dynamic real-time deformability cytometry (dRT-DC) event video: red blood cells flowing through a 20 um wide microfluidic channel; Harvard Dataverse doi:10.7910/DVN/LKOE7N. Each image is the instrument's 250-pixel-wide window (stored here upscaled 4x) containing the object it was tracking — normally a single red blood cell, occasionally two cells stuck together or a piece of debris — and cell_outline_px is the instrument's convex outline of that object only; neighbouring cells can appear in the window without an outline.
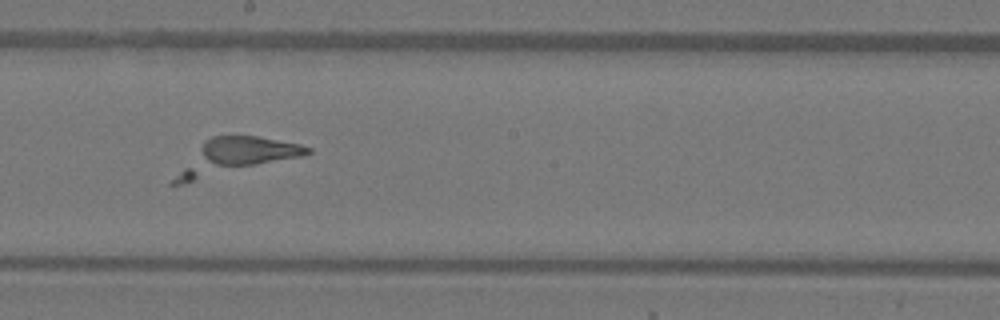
{"species": "Egyptian fruit bat (a non-hibernating species)", "species_latin": "Rousettus aegyptiacus", "temperature_condition": "warm", "stored_images_in_passage": 50, "camera_frame_rate_fps": 3000, "um_per_image_px": 0.085, "animal": {"sex": "female"}, "frame": {"image": 1, "passage_image": 28, "time_ms": 9.0, "image_size_px": [1000, 320], "cell_outline_px": [[312, 152], [304, 156], [180, 184], [168, 184], [204, 140], [212, 136], [256, 136], [300, 144], [312, 148]], "centroid_in_image_um": [20.04, 13.28], "position_along_channel_um": 228.2, "area_um2": 26.65}}
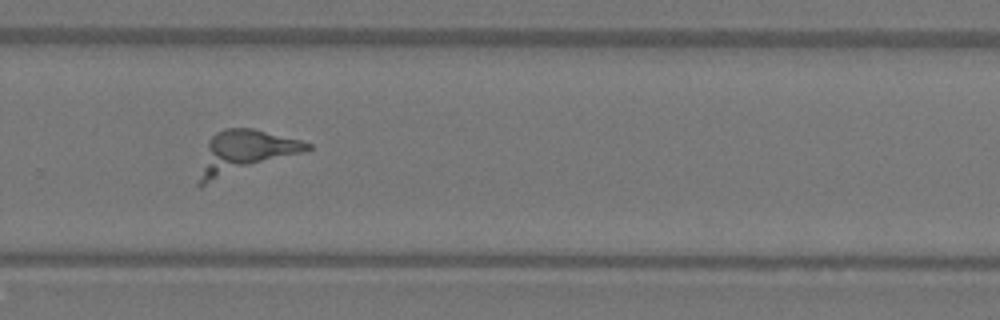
{"frame": {"image": 2, "passage_image": 34, "time_ms": 11.0, "image_size_px": [1000, 320], "cell_outline_px": [[312, 148], [308, 152], [200, 188], [196, 184], [208, 140], [216, 132], [224, 128], [252, 128], [300, 140], [312, 144]], "centroid_in_image_um": [20.82, 13.01], "position_along_channel_um": 309.0, "area_um2": 28.26}}
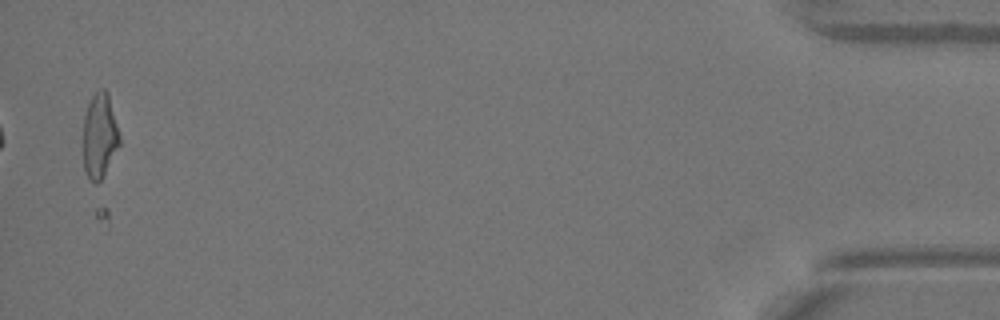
{"frame": {"image": 3, "passage_image": 49, "time_ms": 16.0, "image_size_px": [1000, 320], "cell_outline_px": [[120, 144], [104, 176], [96, 184], [88, 180], [84, 168], [84, 116], [88, 104], [92, 96], [100, 88], [104, 88], [108, 92], [120, 136]], "centroid_in_image_um": [8.47, 11.56], "position_along_channel_um": 426.7, "area_um2": 18.03}}